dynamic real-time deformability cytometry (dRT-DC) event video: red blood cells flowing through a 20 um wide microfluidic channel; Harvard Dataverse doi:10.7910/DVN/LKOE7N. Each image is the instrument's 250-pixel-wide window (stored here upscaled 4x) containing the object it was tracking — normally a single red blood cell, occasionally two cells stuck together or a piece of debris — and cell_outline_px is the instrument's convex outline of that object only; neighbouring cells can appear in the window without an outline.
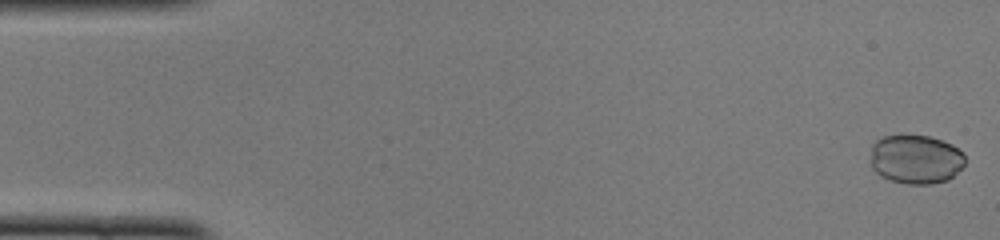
{"species": "common noctule bat (a hibernating species)", "species_latin": "Nyctalus noctula", "temperature_condition": "cold", "stored_images_in_passage": 50, "camera_frame_rate_fps": 3000, "um_per_image_px": 0.085, "animal": {"sex": "female", "body_mass_g": 22.0, "forearm_length_mm": 56.7}, "frame": {"image": 1, "passage_image": 1, "time_ms": 0.0, "image_size_px": [1000, 240], "cell_outline_px": [[964, 164], [948, 180], [932, 184], [908, 184], [892, 180], [880, 176], [872, 168], [872, 144], [876, 140], [884, 136], [928, 136], [952, 144], [964, 152]], "centroid_in_image_um": [77.85, 13.54], "position_along_channel_um": 7.2, "area_um2": 26.82}}
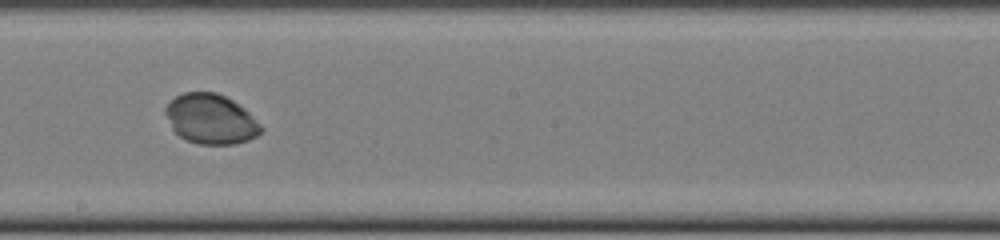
{"frame": {"image": 2, "passage_image": 28, "time_ms": 9.0, "image_size_px": [1000, 240], "cell_outline_px": [[264, 128], [256, 136], [248, 140], [236, 144], [200, 144], [184, 140], [172, 128], [164, 112], [164, 108], [176, 96], [184, 92], [216, 92], [232, 100], [244, 108]], "centroid_in_image_um": [17.91, 10.12], "position_along_channel_um": 230.3, "area_um2": 27.63}}
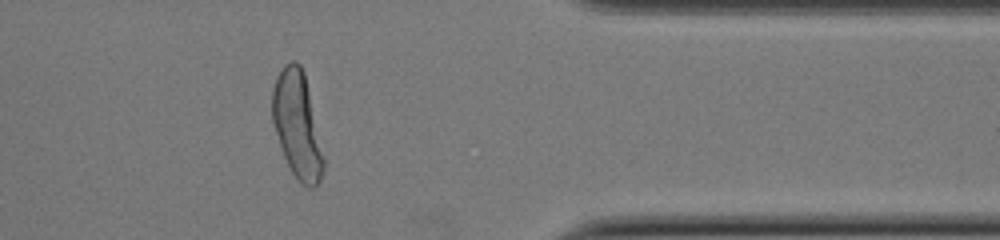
{"frame": {"image": 3, "passage_image": 41, "time_ms": 13.333, "image_size_px": [1000, 240], "cell_outline_px": [[324, 168], [320, 184], [316, 188], [308, 188], [300, 184], [292, 172], [284, 156], [272, 120], [272, 88], [276, 76], [284, 64], [292, 60], [296, 60], [300, 64], [304, 72], [324, 160]], "centroid_in_image_um": [25.25, 10.64], "position_along_channel_um": 386.1, "area_um2": 31.56}, "authors_computed_cell_mechanics": {"area_um2": 28.7266, "velocity_mm_per_s": 3.987, "shape_relaxation_time_tau1_ms": 2.882, "shape_relaxation_time_tau2_ms": null, "deformation_change_tau1": 0.0834, "deformation_change_tau2": null}}